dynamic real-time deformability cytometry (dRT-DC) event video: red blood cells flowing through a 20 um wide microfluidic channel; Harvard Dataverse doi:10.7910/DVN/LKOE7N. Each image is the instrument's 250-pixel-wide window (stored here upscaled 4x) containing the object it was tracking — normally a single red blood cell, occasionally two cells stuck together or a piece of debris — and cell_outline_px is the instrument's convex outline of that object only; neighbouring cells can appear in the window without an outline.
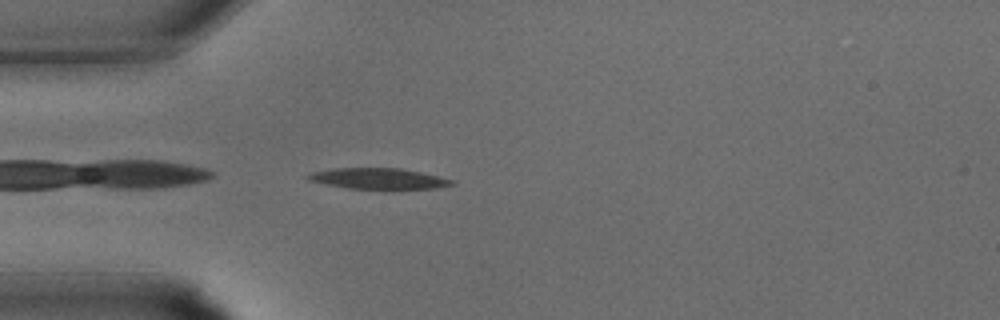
{"species": "common noctule bat (a hibernating species)", "species_latin": "Nyctalus noctula", "temperature_condition": "warm", "stored_images_in_passage": 21, "camera_frame_rate_fps": 3000, "um_per_image_px": 0.085, "animal": {"sex": "male", "body_mass_g": 15.6}, "frame": {"image": 1, "passage_image": 1, "time_ms": 0.0, "image_size_px": [1000, 320], "cell_outline_px": [[456, 180], [452, 184], [432, 188], [348, 188], [308, 180], [304, 176], [312, 172], [332, 168], [400, 168], [420, 172]], "centroid_in_image_um": [32.12, 15.16], "position_along_channel_um": 52.9, "area_um2": 17.05}}
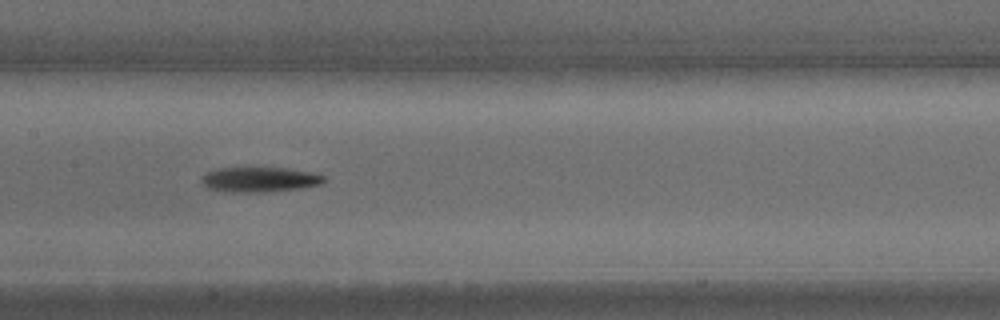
{"frame": {"image": 2, "passage_image": 8, "time_ms": 2.333, "image_size_px": [1000, 320], "cell_outline_px": [[328, 180], [320, 184], [300, 188], [260, 192], [232, 192], [208, 188], [200, 180], [200, 176], [208, 172], [220, 168], [288, 168], [308, 172], [324, 176]], "centroid_in_image_um": [22.06, 15.26], "position_along_channel_um": 185.3, "area_um2": 17.57}}
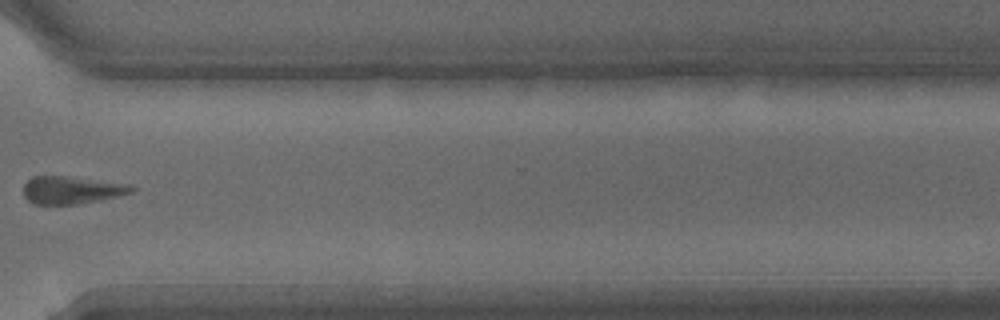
{"frame": {"image": 3, "passage_image": 17, "time_ms": 5.333, "image_size_px": [1000, 320], "cell_outline_px": [[136, 188], [132, 192], [100, 200], [76, 204], [36, 204], [28, 200], [24, 196], [24, 184], [32, 176], [64, 176], [132, 184]], "centroid_in_image_um": [6.09, 16.15], "position_along_channel_um": 364.5, "area_um2": 17.28}}